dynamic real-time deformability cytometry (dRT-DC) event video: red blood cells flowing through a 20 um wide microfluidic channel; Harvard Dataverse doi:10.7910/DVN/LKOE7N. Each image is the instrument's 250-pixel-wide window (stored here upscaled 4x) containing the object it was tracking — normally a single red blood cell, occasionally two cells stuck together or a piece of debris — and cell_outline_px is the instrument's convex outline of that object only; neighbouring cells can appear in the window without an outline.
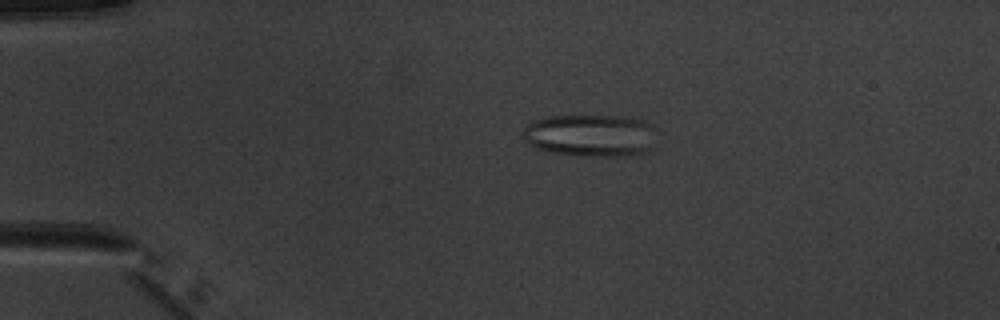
{"species": "common noctule bat (a hibernating species)", "species_latin": "Nyctalus noctula", "temperature_condition": "warm", "stored_images_in_passage": 4, "camera_frame_rate_fps": 3000, "um_per_image_px": 0.085, "animal": {"sex": "male", "body_mass_g": 20.1, "forearm_length_mm": 53.5}, "frame": {"image": 1, "passage_image": 1, "time_ms": 0.0, "image_size_px": [1000, 320], "cell_outline_px": [[656, 128], [648, 148], [644, 152], [636, 156], [588, 156], [552, 152], [536, 148], [528, 144], [524, 140], [524, 128], [528, 124], [536, 120], [548, 116], [624, 116], [644, 120], [652, 124]], "centroid_in_image_um": [50.2, 11.5], "position_along_channel_um": 34.8, "area_um2": 32.89}}
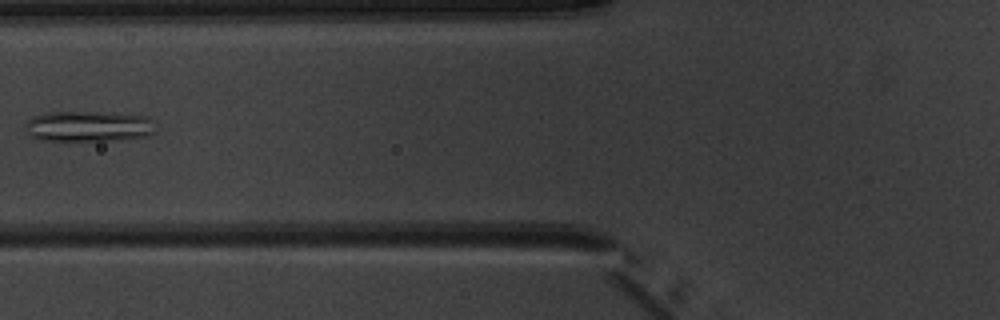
{"frame": {"image": 2, "passage_image": 4, "time_ms": 3.333, "image_size_px": [1000, 320], "cell_outline_px": [[152, 132], [148, 136], [108, 140], [40, 140], [28, 136], [24, 124], [32, 116], [48, 112], [96, 112], [148, 116], [152, 120]], "centroid_in_image_um": [7.43, 10.73], "position_along_channel_um": 118.4, "area_um2": 23.06}}